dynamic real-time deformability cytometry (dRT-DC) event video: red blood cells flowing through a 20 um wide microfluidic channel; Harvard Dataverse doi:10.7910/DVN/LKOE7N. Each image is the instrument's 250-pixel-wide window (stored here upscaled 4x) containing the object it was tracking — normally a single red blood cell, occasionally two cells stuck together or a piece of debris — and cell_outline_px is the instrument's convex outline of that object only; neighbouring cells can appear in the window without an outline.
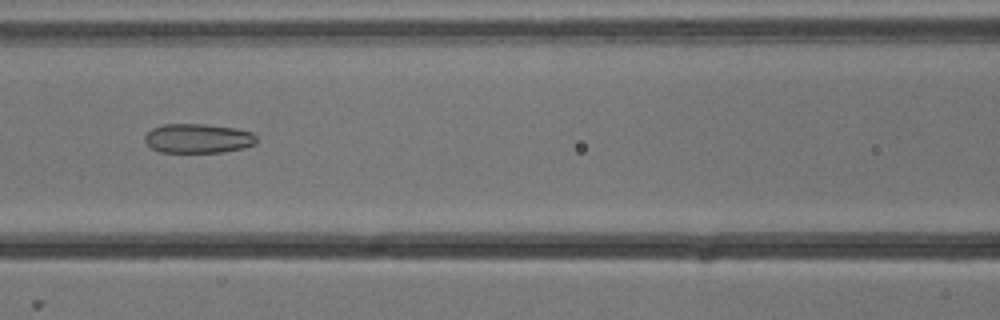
{"species": "common noctule bat (a hibernating species)", "species_latin": "Nyctalus noctula", "temperature_condition": "cold", "stored_images_in_passage": 8, "camera_frame_rate_fps": 3000, "um_per_image_px": 0.085, "animal": {"sex": "male", "body_mass_g": 13.3}, "frame": {"image": 1, "passage_image": 6, "time_ms": 1.667, "image_size_px": [1000, 320], "cell_outline_px": [[256, 144], [244, 148], [220, 152], [160, 152], [152, 148], [144, 140], [144, 136], [152, 128], [164, 124], [204, 124], [236, 128], [252, 132], [256, 136]], "centroid_in_image_um": [16.84, 11.76], "position_along_channel_um": 149.8, "area_um2": 19.13}}
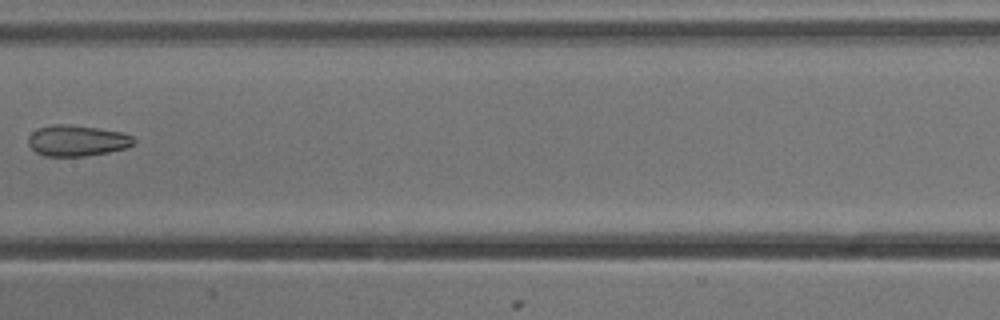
{"frame": {"image": 2, "passage_image": 7, "time_ms": 2.0, "image_size_px": [1000, 320], "cell_outline_px": [[136, 144], [128, 148], [108, 152], [84, 156], [44, 156], [36, 152], [28, 144], [28, 136], [32, 132], [40, 128], [52, 124], [64, 124], [100, 128], [124, 132], [132, 136], [136, 140]], "centroid_in_image_um": [6.6, 11.95], "position_along_channel_um": 200.8, "area_um2": 19.25}}
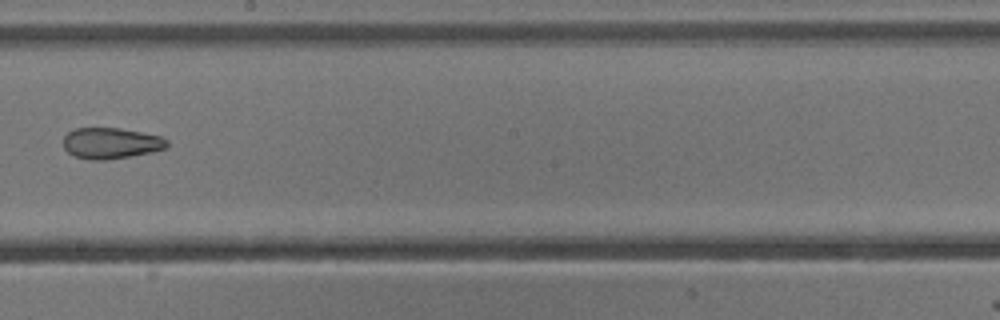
{"frame": {"image": 3, "passage_image": 8, "time_ms": 2.333, "image_size_px": [1000, 320], "cell_outline_px": [[168, 148], [152, 152], [104, 160], [92, 160], [72, 156], [64, 148], [64, 136], [68, 132], [76, 128], [120, 128], [160, 136], [168, 140]], "centroid_in_image_um": [9.43, 12.17], "position_along_channel_um": 238.8, "area_um2": 18.73}}